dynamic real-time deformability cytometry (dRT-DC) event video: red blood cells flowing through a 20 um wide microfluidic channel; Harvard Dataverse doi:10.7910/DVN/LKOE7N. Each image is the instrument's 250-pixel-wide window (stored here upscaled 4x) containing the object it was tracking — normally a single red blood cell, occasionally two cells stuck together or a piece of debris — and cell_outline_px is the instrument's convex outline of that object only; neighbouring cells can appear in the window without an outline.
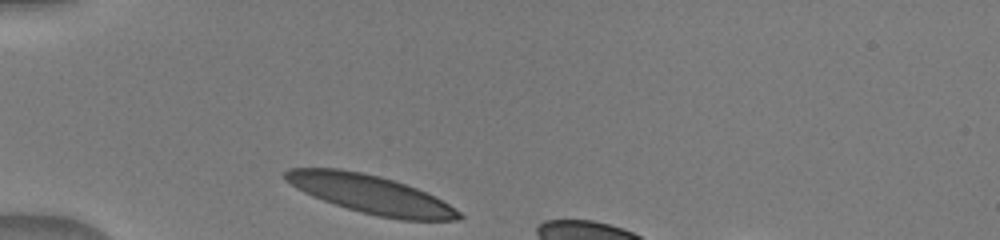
{"species": "human", "species_latin": "Homo sapiens", "temperature_condition": "warm", "stored_images_in_passage": 6, "camera_frame_rate_fps": 3000, "um_per_image_px": 0.085, "donor": {"sex": "male"}, "frame": {"image": 1, "passage_image": 1, "time_ms": 0.0, "image_size_px": [1000, 240], "cell_outline_px": [[464, 216], [460, 220], [400, 220], [360, 212], [312, 196], [296, 188], [284, 180], [284, 172], [288, 168], [340, 168], [380, 176], [416, 188], [448, 204], [460, 212]], "centroid_in_image_um": [31.47, 16.51], "position_along_channel_um": 53.5, "area_um2": 38.38}}